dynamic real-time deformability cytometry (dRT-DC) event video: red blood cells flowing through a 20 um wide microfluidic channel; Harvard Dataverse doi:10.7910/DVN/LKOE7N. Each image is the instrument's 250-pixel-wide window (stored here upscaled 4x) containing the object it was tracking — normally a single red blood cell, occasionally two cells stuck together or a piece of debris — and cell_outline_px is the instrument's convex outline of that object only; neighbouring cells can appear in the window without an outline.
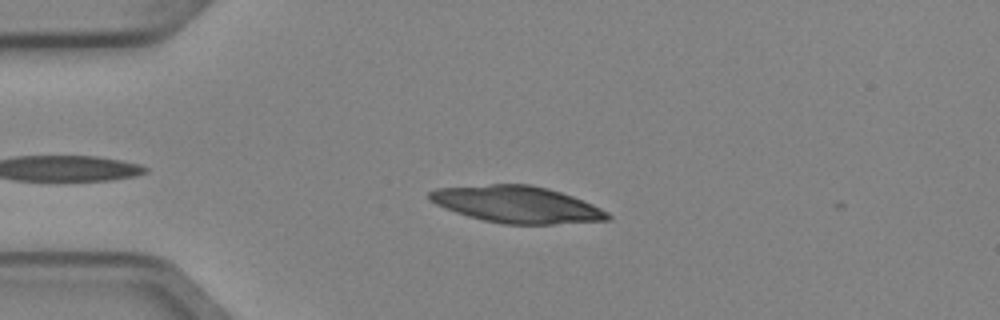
{"species": "Egyptian fruit bat (a non-hibernating species)", "species_latin": "Rousettus aegyptiacus", "temperature_condition": "cold", "stored_images_in_passage": 3, "camera_frame_rate_fps": 3000, "um_per_image_px": 0.085, "animal": {"sex": "female"}, "frame": {"image": 1, "passage_image": 2, "time_ms": 0.333, "image_size_px": [1000, 320], "cell_outline_px": [[612, 216], [608, 220], [552, 224], [504, 224], [484, 220], [468, 216], [444, 208], [436, 204], [428, 196], [428, 192], [436, 188], [492, 184], [528, 184], [548, 188], [572, 196], [592, 204], [608, 212]], "centroid_in_image_um": [43.94, 17.37], "position_along_channel_um": 41.1, "area_um2": 37.92}}